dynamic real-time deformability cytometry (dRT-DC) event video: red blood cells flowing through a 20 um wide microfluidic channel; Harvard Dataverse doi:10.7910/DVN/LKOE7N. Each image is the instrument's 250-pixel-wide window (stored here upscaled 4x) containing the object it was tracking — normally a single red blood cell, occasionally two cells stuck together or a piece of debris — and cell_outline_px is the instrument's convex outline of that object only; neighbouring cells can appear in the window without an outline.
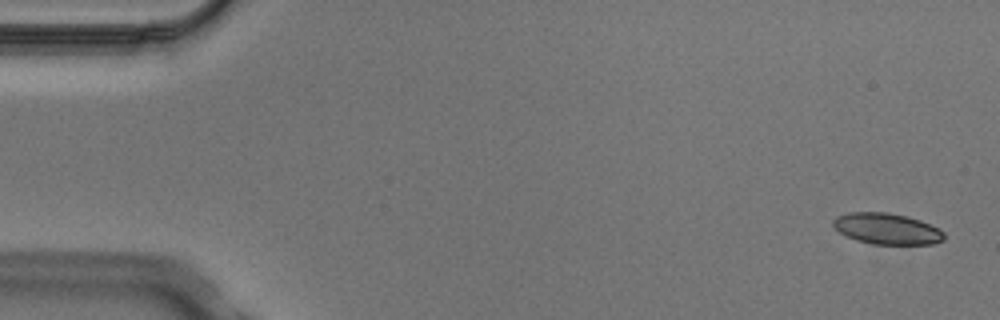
{"species": "Egyptian fruit bat (a non-hibernating species)", "species_latin": "Rousettus aegyptiacus", "temperature_condition": "cold", "stored_images_in_passage": 5, "segment_of_instrument_passage": [2, 2], "camera_frame_rate_fps": 3000, "um_per_image_px": 0.085, "animal": {"sex": "male"}, "frame": {"image": 1, "passage_image": 5, "time_ms": 1.333, "image_size_px": [1000, 320], "cell_outline_px": [[944, 240], [932, 244], [872, 244], [856, 240], [840, 232], [832, 224], [832, 220], [836, 216], [848, 212], [888, 212], [908, 216], [920, 220], [944, 232]], "centroid_in_image_um": [75.36, 19.43], "position_along_channel_um": 9.6, "area_um2": 20.06}}